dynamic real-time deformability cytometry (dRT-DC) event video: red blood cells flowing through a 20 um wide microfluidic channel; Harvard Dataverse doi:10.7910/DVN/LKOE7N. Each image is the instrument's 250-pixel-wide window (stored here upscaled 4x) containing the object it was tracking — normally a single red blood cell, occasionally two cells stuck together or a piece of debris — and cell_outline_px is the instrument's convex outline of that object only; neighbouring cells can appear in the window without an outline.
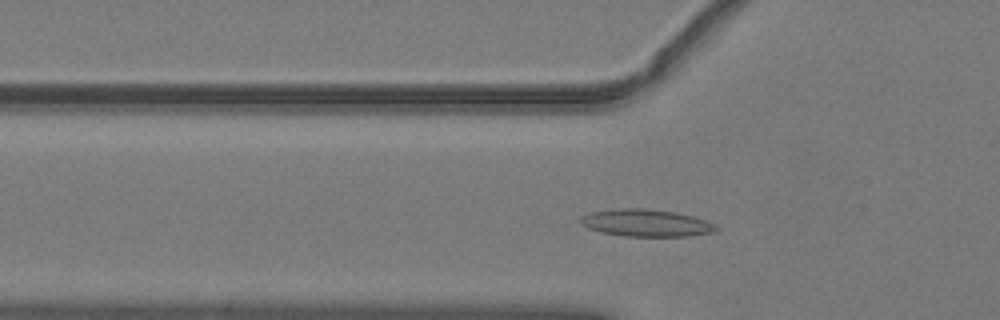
{"species": "common noctule bat (a hibernating species)", "species_latin": "Nyctalus noctula", "temperature_condition": "warm", "stored_images_in_passage": 47, "camera_frame_rate_fps": 3000, "um_per_image_px": 0.085, "animal": {"sex": "male", "body_mass_g": 19.2, "forearm_length_mm": 51.8}, "frame": {"image": 1, "passage_image": 13, "time_ms": 4.0, "image_size_px": [1000, 320], "cell_outline_px": [[720, 228], [716, 232], [688, 236], [624, 236], [600, 232], [588, 228], [580, 224], [580, 216], [588, 212], [616, 208], [648, 208], [676, 212], [692, 216], [716, 224]], "centroid_in_image_um": [54.9, 18.94], "position_along_channel_um": 70.9, "area_um2": 21.85}}
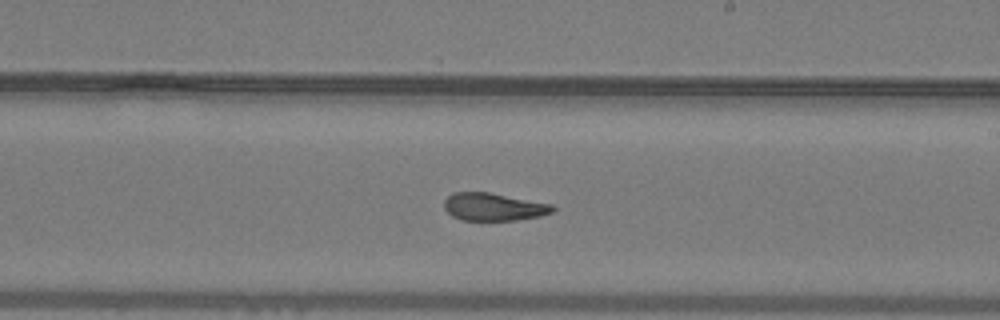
{"frame": {"image": 2, "passage_image": 26, "time_ms": 8.333, "image_size_px": [1000, 320], "cell_outline_px": [[556, 208], [552, 212], [540, 216], [516, 220], [460, 220], [452, 216], [444, 208], [444, 200], [452, 192], [488, 192], [552, 204]], "centroid_in_image_um": [41.94, 17.58], "position_along_channel_um": 247.1, "area_um2": 17.51}}
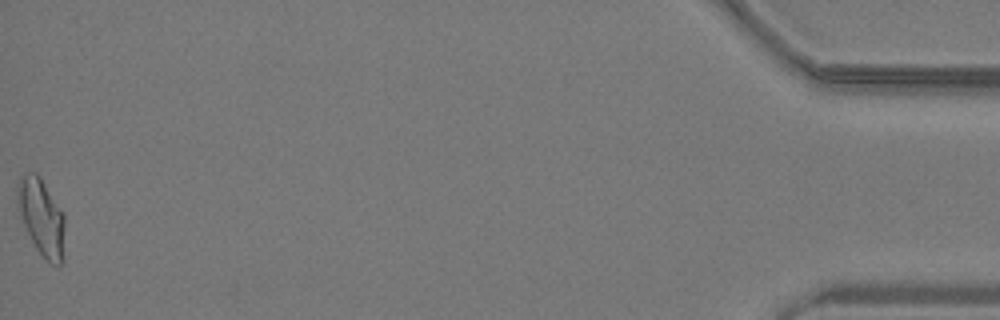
{"frame": {"image": 3, "passage_image": 47, "time_ms": 15.333, "image_size_px": [1000, 320], "cell_outline_px": [[64, 260], [60, 264], [48, 264], [36, 248], [24, 224], [16, 200], [16, 188], [20, 176], [24, 172], [36, 172], [40, 176], [64, 216]], "centroid_in_image_um": [3.52, 18.46], "position_along_channel_um": 431.7, "area_um2": 21.15}, "authors_computed_cell_mechanics": {"area_um2": 19.074, "velocity_mm_per_s": 4.0481, "shape_relaxation_time_tau1_ms": null, "shape_relaxation_time_tau2_ms": 2.1453, "deformation_change_tau1": null, "deformation_change_tau2": 0.0865}}